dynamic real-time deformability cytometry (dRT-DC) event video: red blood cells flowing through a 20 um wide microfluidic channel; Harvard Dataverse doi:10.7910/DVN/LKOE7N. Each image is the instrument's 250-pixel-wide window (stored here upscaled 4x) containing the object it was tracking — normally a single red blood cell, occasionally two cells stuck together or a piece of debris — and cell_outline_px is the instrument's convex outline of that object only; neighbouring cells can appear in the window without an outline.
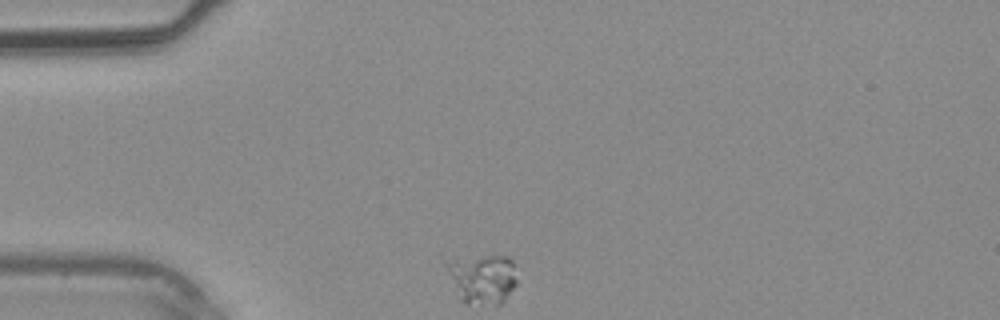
{"species": "common noctule bat (a hibernating species)", "species_latin": "Nyctalus noctula", "temperature_condition": "warm", "stored_images_in_passage": 34, "camera_frame_rate_fps": 3000, "um_per_image_px": 0.085, "animal": {"sex": "male", "body_mass_g": 20.4}, "frame": {"image": 1, "passage_image": 1, "time_ms": 0.0, "image_size_px": [1000, 320], "cell_outline_px": [[516, 284], [504, 300], [500, 304], [468, 304], [460, 300], [444, 264], [452, 260], [488, 256], [508, 256], [512, 260], [516, 280]], "centroid_in_image_um": [41.01, 23.71], "position_along_channel_um": 44.0, "area_um2": 19.88}}
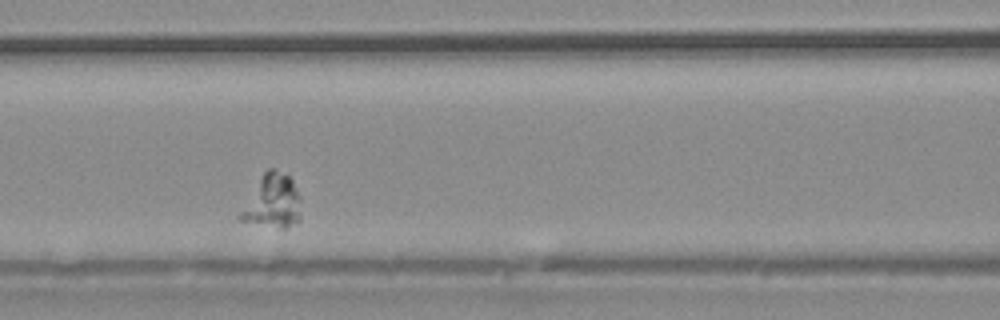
{"frame": {"image": 2, "passage_image": 9, "time_ms": 2.667, "image_size_px": [1000, 320], "cell_outline_px": [[300, 220], [284, 228], [280, 228], [240, 220], [236, 216], [264, 172], [268, 168], [276, 168], [288, 176], [292, 180], [300, 196]], "centroid_in_image_um": [23.16, 17.11], "position_along_channel_um": 143.4, "area_um2": 18.73}}
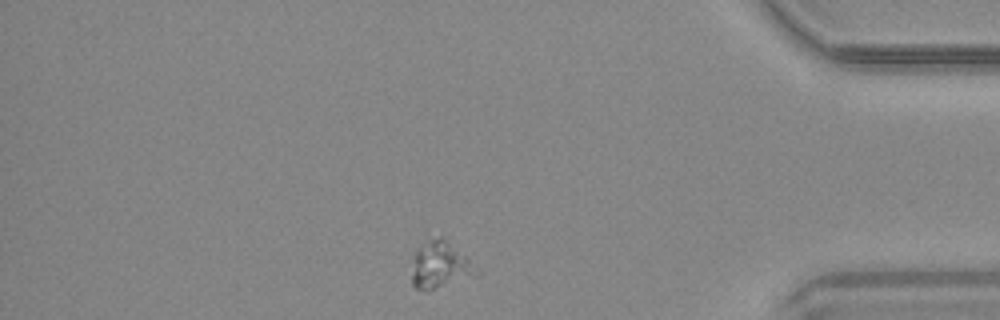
{"frame": {"image": 3, "passage_image": 27, "time_ms": 8.667, "image_size_px": [1000, 320], "cell_outline_px": [[480, 276], [432, 288], [416, 288], [412, 284], [412, 272], [416, 248], [420, 244], [440, 236], [448, 236], [480, 272]], "centroid_in_image_um": [37.47, 22.46], "position_along_channel_um": 397.7, "area_um2": 17.69}}